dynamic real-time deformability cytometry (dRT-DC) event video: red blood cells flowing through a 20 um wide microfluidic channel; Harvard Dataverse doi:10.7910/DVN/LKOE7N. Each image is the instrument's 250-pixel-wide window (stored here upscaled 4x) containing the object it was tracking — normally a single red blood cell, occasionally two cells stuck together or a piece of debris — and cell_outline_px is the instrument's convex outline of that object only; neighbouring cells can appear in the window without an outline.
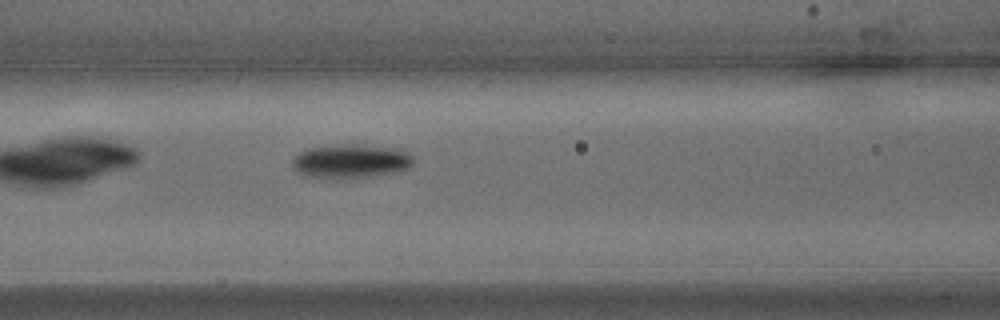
{"species": "common noctule bat (a hibernating species)", "species_latin": "Nyctalus noctula", "temperature_condition": "warm", "stored_images_in_passage": 34, "camera_frame_rate_fps": 3000, "um_per_image_px": 0.085, "animal": {"sex": "male", "body_mass_g": 15.6}, "frame": {"image": 1, "passage_image": 14, "time_ms": 4.333, "image_size_px": [1000, 320], "cell_outline_px": [[412, 164], [408, 168], [396, 172], [372, 176], [344, 180], [332, 180], [304, 176], [296, 172], [292, 168], [292, 160], [300, 152], [308, 148], [352, 144], [356, 144], [384, 148], [408, 152], [412, 156]], "centroid_in_image_um": [29.73, 13.76], "position_along_channel_um": 136.9, "area_um2": 24.04}}
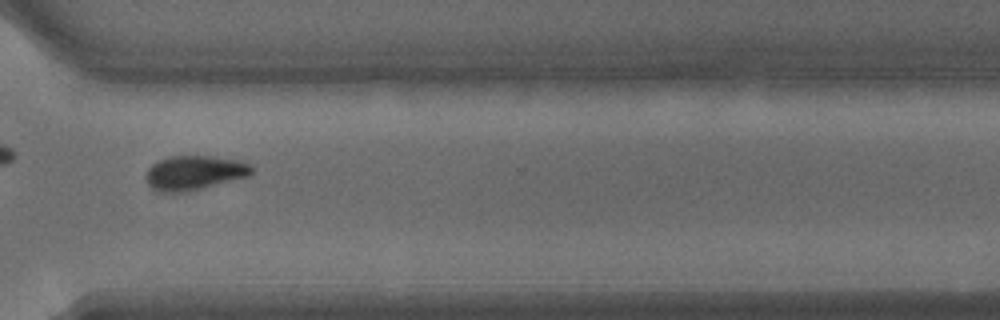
{"frame": {"image": 2, "passage_image": 25, "time_ms": 8.0, "image_size_px": [1000, 320], "cell_outline_px": [[252, 172], [248, 176], [184, 192], [160, 192], [152, 188], [148, 184], [148, 168], [152, 164], [168, 156], [208, 156], [236, 160], [248, 164], [252, 168]], "centroid_in_image_um": [16.49, 14.68], "position_along_channel_um": 354.1, "area_um2": 20.58}}
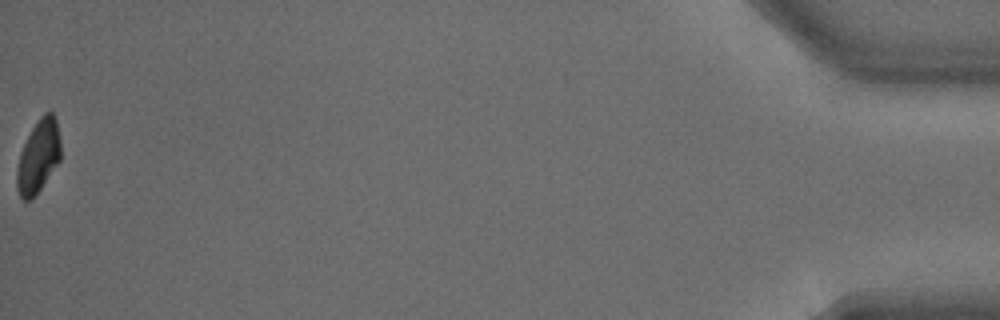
{"frame": {"image": 3, "passage_image": 34, "time_ms": 11.0, "image_size_px": [1000, 320], "cell_outline_px": [[60, 160], [36, 196], [32, 200], [24, 200], [20, 196], [16, 188], [16, 168], [20, 152], [32, 128], [40, 116], [44, 112], [52, 112], [56, 120], [60, 140]], "centroid_in_image_um": [3.24, 13.33], "position_along_channel_um": 432.0, "area_um2": 18.73}}